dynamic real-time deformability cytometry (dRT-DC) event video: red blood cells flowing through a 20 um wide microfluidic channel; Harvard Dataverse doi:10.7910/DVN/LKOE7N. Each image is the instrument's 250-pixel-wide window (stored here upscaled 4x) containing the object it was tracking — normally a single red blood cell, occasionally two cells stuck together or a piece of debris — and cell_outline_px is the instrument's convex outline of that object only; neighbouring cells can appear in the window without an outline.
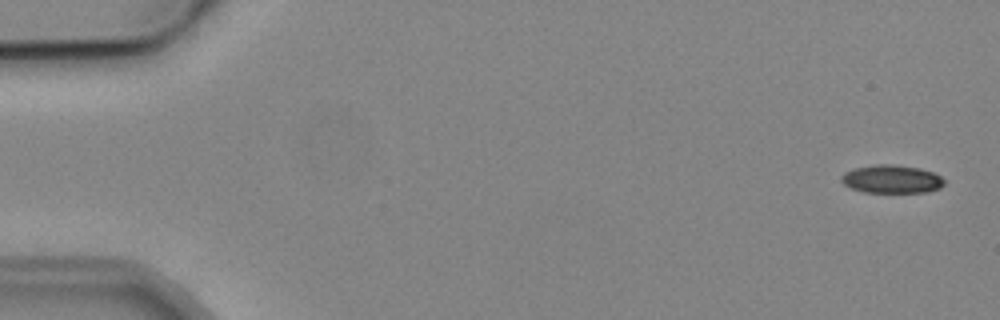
{"species": "common noctule bat (a hibernating species)", "species_latin": "Nyctalus noctula", "temperature_condition": "cold", "stored_images_in_passage": 5, "camera_frame_rate_fps": 3000, "um_per_image_px": 0.085, "animal": {"sex": "male", "body_mass_g": 19.2, "forearm_length_mm": 51.8}, "frame": {"image": 1, "passage_image": 1, "time_ms": 0.0, "image_size_px": [1000, 320], "cell_outline_px": [[944, 184], [940, 188], [928, 192], [864, 192], [852, 188], [844, 184], [840, 180], [840, 176], [844, 172], [856, 168], [876, 164], [892, 164], [920, 168], [932, 172], [940, 176], [944, 180]], "centroid_in_image_um": [75.79, 15.22], "position_along_channel_um": 9.2, "area_um2": 16.88}}
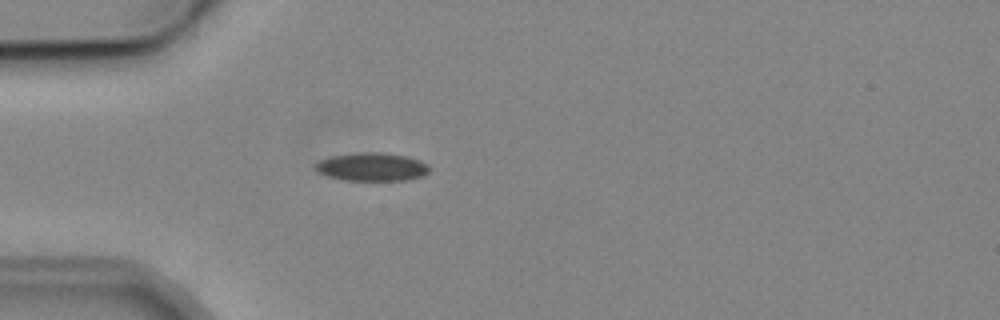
{"frame": {"image": 2, "passage_image": 5, "time_ms": 4.667, "image_size_px": [1000, 320], "cell_outline_px": [[428, 172], [424, 176], [408, 180], [344, 180], [328, 176], [316, 172], [316, 164], [320, 160], [332, 156], [360, 152], [380, 152], [408, 156], [420, 160], [428, 164]], "centroid_in_image_um": [31.64, 14.18], "position_along_channel_um": 53.4, "area_um2": 18.79}}